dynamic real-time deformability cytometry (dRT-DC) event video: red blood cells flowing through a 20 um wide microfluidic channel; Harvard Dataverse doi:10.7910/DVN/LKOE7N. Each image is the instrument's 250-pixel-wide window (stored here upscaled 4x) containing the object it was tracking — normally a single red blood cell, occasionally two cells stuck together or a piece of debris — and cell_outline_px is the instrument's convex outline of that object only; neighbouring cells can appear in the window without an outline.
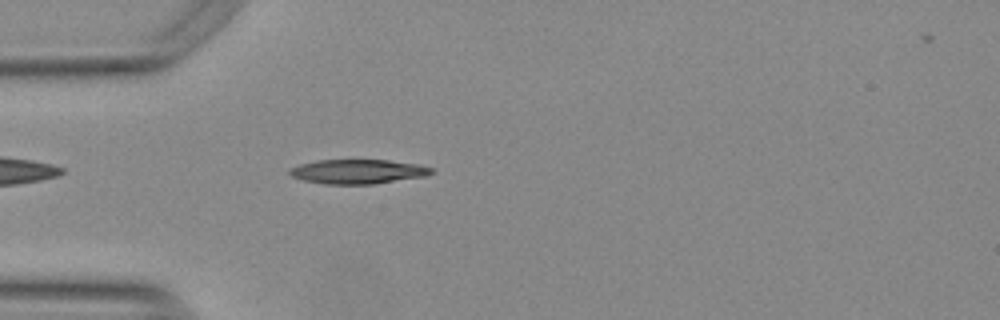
{"species": "Egyptian fruit bat (a non-hibernating species)", "species_latin": "Rousettus aegyptiacus", "temperature_condition": "warm", "stored_images_in_passage": 42, "camera_frame_rate_fps": 3000, "um_per_image_px": 0.085, "animal": {"sex": "female"}, "frame": {"image": 1, "passage_image": 4, "time_ms": 1.0, "image_size_px": [1000, 320], "cell_outline_px": [[432, 172], [428, 176], [372, 184], [324, 184], [304, 180], [292, 176], [288, 172], [288, 168], [300, 164], [316, 160], [388, 160], [416, 164], [432, 168]], "centroid_in_image_um": [30.39, 14.58], "position_along_channel_um": 54.6, "area_um2": 20.11}}
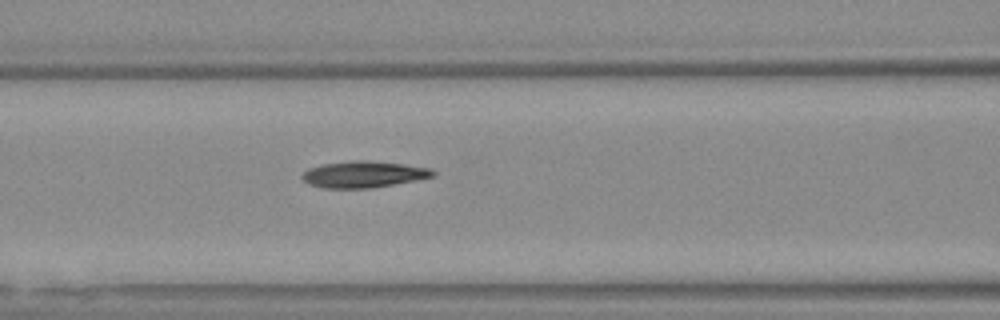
{"frame": {"image": 2, "passage_image": 11, "time_ms": 3.333, "image_size_px": [1000, 320], "cell_outline_px": [[436, 176], [372, 188], [324, 188], [308, 184], [300, 176], [308, 168], [324, 164], [352, 160], [364, 160], [404, 164], [432, 168], [436, 172]], "centroid_in_image_um": [30.92, 14.82], "position_along_channel_um": 135.7, "area_um2": 20.17}}
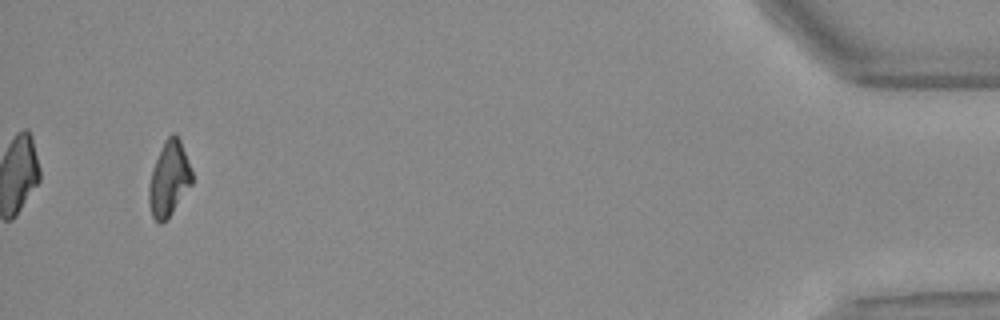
{"frame": {"image": 3, "passage_image": 40, "time_ms": 13.0, "image_size_px": [1000, 320], "cell_outline_px": [[192, 184], [172, 212], [160, 224], [152, 216], [148, 200], [148, 188], [152, 168], [164, 140], [172, 132], [176, 132], [180, 140], [192, 172]], "centroid_in_image_um": [14.35, 15.17], "position_along_channel_um": 420.9, "area_um2": 18.61}, "authors_computed_cell_mechanics": {"area_um2": 19.6231, "velocity_mm_per_s": 3.7677, "shape_relaxation_time_tau1_ms": 9.4469, "shape_relaxation_time_tau2_ms": 3.3164, "deformation_change_tau1": 0.2643, "deformation_change_tau2": 0.1073}}